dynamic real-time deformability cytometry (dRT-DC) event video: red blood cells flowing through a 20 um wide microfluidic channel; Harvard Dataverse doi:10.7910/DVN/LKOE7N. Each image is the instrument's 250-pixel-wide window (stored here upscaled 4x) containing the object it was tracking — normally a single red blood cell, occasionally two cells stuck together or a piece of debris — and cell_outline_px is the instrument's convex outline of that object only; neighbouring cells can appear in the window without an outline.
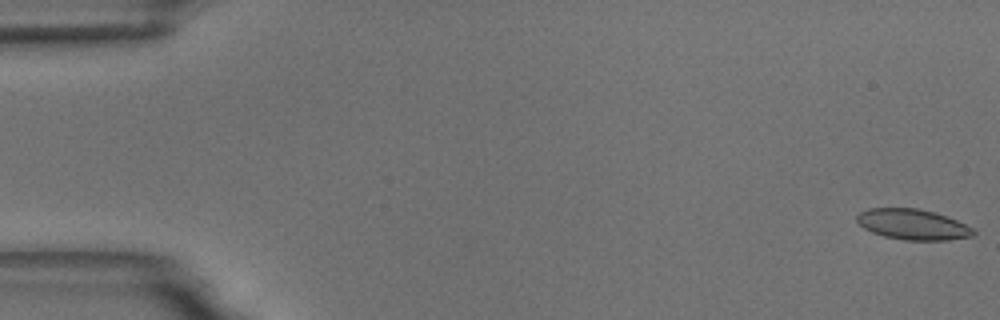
{"species": "common noctule bat (a hibernating species)", "species_latin": "Nyctalus noctula", "temperature_condition": "room temperature", "stored_images_in_passage": 56, "camera_frame_rate_fps": 3000, "um_per_image_px": 0.085, "animal": {"sex": "male", "body_mass_g": 18.8}, "frame": {"image": 1, "passage_image": 1, "time_ms": 0.0, "image_size_px": [1000, 320], "cell_outline_px": [[976, 232], [972, 236], [948, 240], [904, 240], [884, 236], [872, 232], [864, 228], [856, 220], [856, 216], [860, 212], [868, 208], [916, 208], [932, 212], [956, 220], [972, 228]], "centroid_in_image_um": [77.55, 19.08], "position_along_channel_um": 7.4, "area_um2": 20.52}}
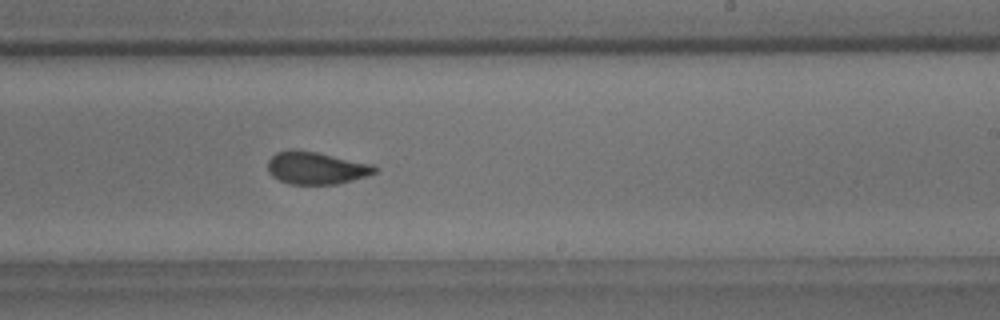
{"frame": {"image": 2, "passage_image": 34, "time_ms": 11.0, "image_size_px": [1000, 320], "cell_outline_px": [[376, 172], [368, 176], [336, 184], [292, 184], [280, 180], [272, 176], [268, 172], [268, 160], [276, 152], [292, 148], [316, 152], [372, 164], [376, 168]], "centroid_in_image_um": [26.84, 14.27], "position_along_channel_um": 262.2, "area_um2": 20.17}}
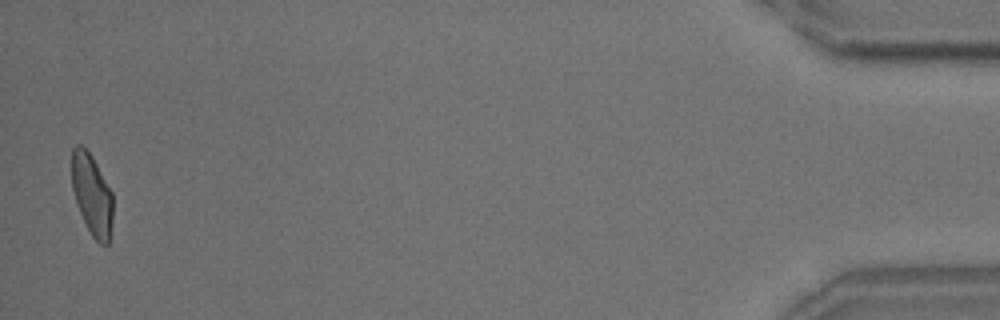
{"frame": {"image": 3, "passage_image": 55, "time_ms": 18.0, "image_size_px": [1000, 320], "cell_outline_px": [[112, 224], [108, 244], [100, 244], [92, 236], [80, 212], [72, 188], [72, 148], [76, 144], [80, 144], [92, 156], [112, 192]], "centroid_in_image_um": [7.82, 16.53], "position_along_channel_um": 427.4, "area_um2": 19.19}, "authors_computed_cell_mechanics": {"area_um2": 20.808, "velocity_mm_per_s": 3.6467, "shape_relaxation_time_tau1_ms": 6.8408, "shape_relaxation_time_tau2_ms": 1.212, "deformation_change_tau1": 0.1592, "deformation_change_tau2": 0.0642}}